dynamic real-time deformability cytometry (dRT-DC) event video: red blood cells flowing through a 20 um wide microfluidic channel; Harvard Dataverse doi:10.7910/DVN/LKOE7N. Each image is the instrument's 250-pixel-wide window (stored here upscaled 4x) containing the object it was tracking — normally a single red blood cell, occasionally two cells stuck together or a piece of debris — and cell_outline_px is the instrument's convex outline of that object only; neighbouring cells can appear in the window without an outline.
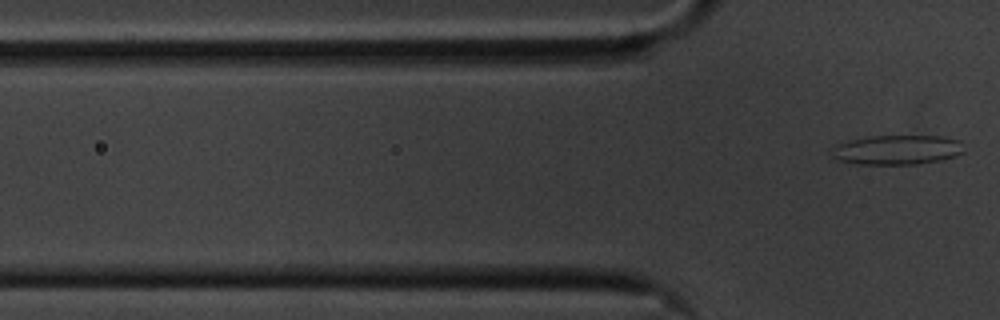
{"species": "common noctule bat (a hibernating species)", "species_latin": "Nyctalus noctula", "temperature_condition": "cold", "stored_images_in_passage": 8, "segment_of_instrument_passage": [2, 2], "camera_frame_rate_fps": 3000, "um_per_image_px": 0.085, "animal": {"sex": "male", "body_mass_g": 20.1, "forearm_length_mm": 53.5}, "frame": {"image": 1, "passage_image": 8, "time_ms": 9.0, "image_size_px": [1000, 320], "cell_outline_px": [[964, 152], [956, 156], [940, 160], [916, 164], [856, 164], [840, 160], [832, 156], [832, 148], [836, 144], [848, 140], [868, 136], [940, 136], [960, 140]], "centroid_in_image_um": [76.24, 12.73], "position_along_channel_um": 49.6, "area_um2": 22.83}}